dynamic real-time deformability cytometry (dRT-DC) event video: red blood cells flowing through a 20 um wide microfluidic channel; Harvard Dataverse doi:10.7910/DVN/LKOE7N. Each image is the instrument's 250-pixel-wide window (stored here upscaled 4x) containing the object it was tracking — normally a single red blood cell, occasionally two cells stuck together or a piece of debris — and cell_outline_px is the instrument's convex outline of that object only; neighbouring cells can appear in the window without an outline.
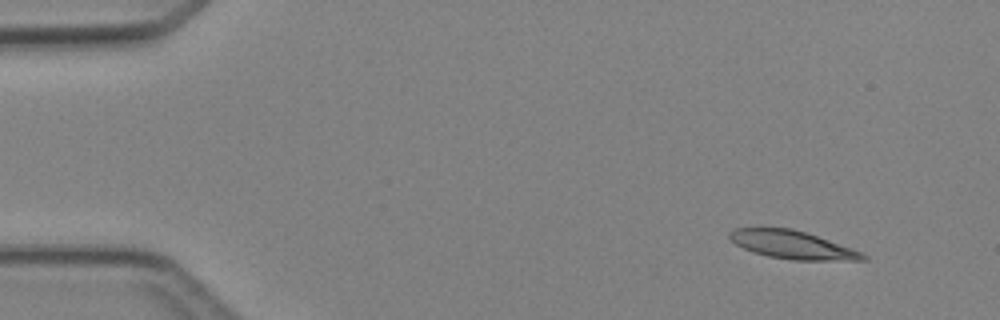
{"species": "Egyptian fruit bat (a non-hibernating species)", "species_latin": "Rousettus aegyptiacus", "temperature_condition": "cold", "stored_images_in_passage": 5, "camera_frame_rate_fps": 3000, "um_per_image_px": 0.085, "animal": {"sex": "female"}, "frame": {"image": 1, "passage_image": 1, "time_ms": 0.0, "image_size_px": [1000, 320], "cell_outline_px": [[868, 260], [792, 260], [768, 256], [752, 252], [736, 244], [728, 236], [728, 232], [732, 228], [792, 228], [852, 248], [868, 256]], "centroid_in_image_um": [67.32, 20.81], "position_along_channel_um": 17.7, "area_um2": 21.62}}
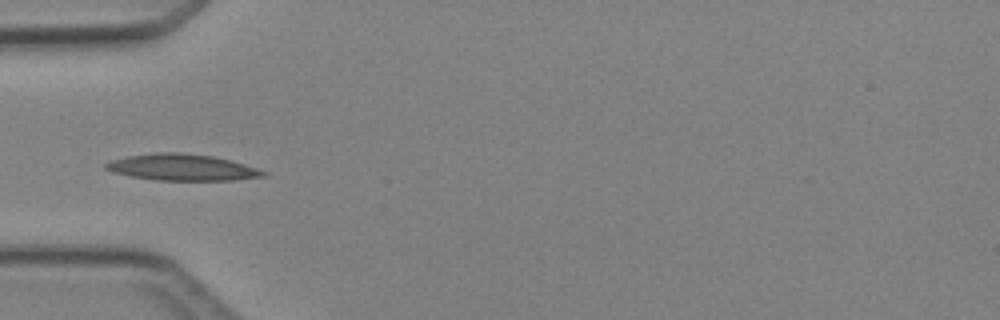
{"frame": {"image": 2, "passage_image": 4, "time_ms": 3.667, "image_size_px": [1000, 320], "cell_outline_px": [[268, 172], [264, 176], [232, 180], [156, 180], [132, 176], [112, 172], [104, 168], [104, 164], [108, 160], [128, 156], [156, 152], [176, 152], [212, 156], [244, 164]], "centroid_in_image_um": [15.42, 14.22], "position_along_channel_um": 69.6, "area_um2": 24.04}}
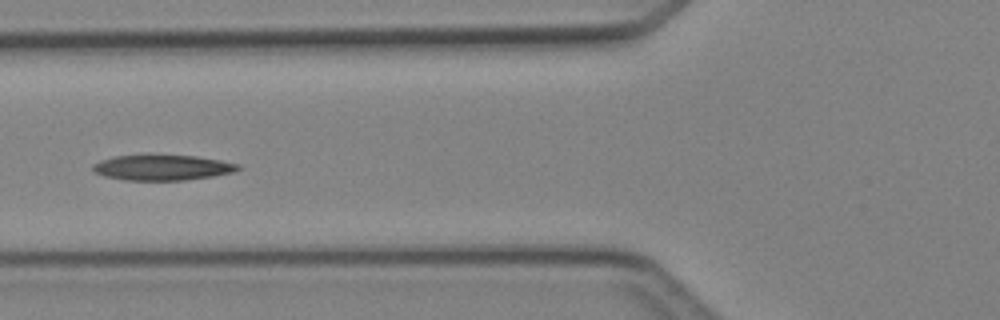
{"frame": {"image": 3, "passage_image": 5, "time_ms": 4.667, "image_size_px": [1000, 320], "cell_outline_px": [[244, 168], [236, 172], [212, 176], [184, 180], [124, 180], [104, 176], [92, 172], [92, 164], [100, 160], [116, 156], [196, 156], [220, 160], [240, 164]], "centroid_in_image_um": [13.83, 14.25], "position_along_channel_um": 112.0, "area_um2": 21.44}}